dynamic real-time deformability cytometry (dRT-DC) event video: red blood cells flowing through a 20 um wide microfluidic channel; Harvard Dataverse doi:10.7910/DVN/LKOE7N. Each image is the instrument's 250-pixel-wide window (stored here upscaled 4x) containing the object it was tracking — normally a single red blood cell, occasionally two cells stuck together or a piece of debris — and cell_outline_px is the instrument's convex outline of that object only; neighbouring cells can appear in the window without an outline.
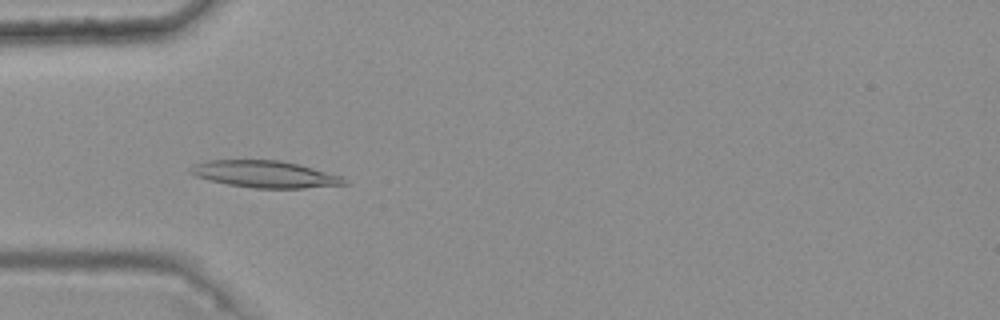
{"species": "common noctule bat (a hibernating species)", "species_latin": "Nyctalus noctula", "temperature_condition": "warm", "stored_images_in_passage": 46, "camera_frame_rate_fps": 3000, "um_per_image_px": 0.085, "animal": {"sex": "female", "body_mass_g": 25.1}, "frame": {"image": 1, "passage_image": 17, "time_ms": 5.333, "image_size_px": [1000, 320], "cell_outline_px": [[348, 184], [304, 188], [252, 188], [228, 184], [208, 180], [196, 176], [188, 172], [188, 168], [196, 164], [208, 160], [280, 160], [300, 164], [340, 176], [348, 180]], "centroid_in_image_um": [22.51, 14.8], "position_along_channel_um": 62.5, "area_um2": 24.1}}
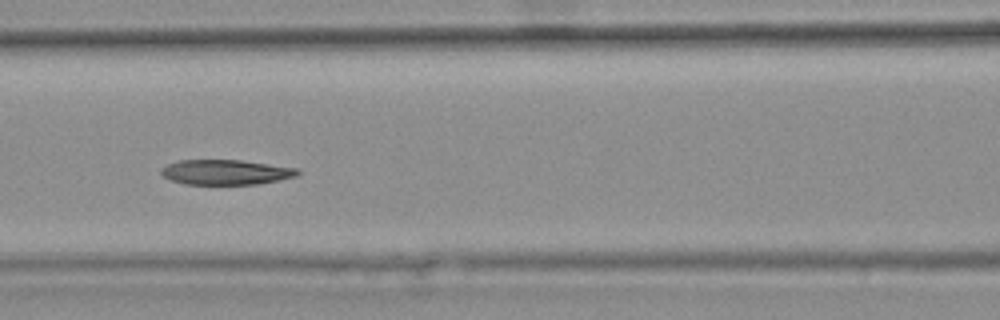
{"frame": {"image": 2, "passage_image": 24, "time_ms": 7.667, "image_size_px": [1000, 320], "cell_outline_px": [[300, 172], [296, 176], [280, 180], [256, 184], [184, 184], [172, 180], [164, 176], [160, 172], [160, 168], [168, 164], [180, 160], [240, 160], [300, 168]], "centroid_in_image_um": [19.22, 14.63], "position_along_channel_um": 147.4, "area_um2": 19.88}}
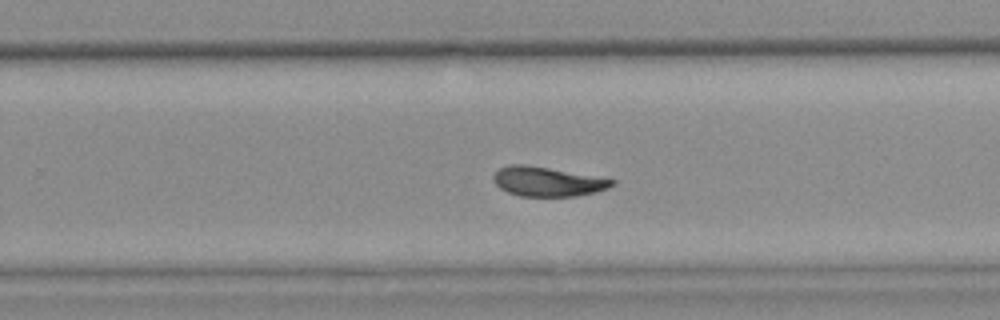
{"frame": {"image": 3, "passage_image": 35, "time_ms": 11.333, "image_size_px": [1000, 320], "cell_outline_px": [[616, 184], [608, 188], [596, 192], [576, 196], [520, 196], [508, 192], [500, 188], [492, 180], [492, 176], [500, 168], [508, 164], [524, 164], [548, 168], [616, 180]], "centroid_in_image_um": [46.51, 15.44], "position_along_channel_um": 283.3, "area_um2": 20.23}, "authors_computed_cell_mechanics": {"area_um2": 21.3571, "velocity_mm_per_s": 3.7126, "shape_relaxation_time_tau1_ms": 8.5038, "shape_relaxation_time_tau2_ms": 3.189, "deformation_change_tau1": 0.2165, "deformation_change_tau2": 0.0974}}